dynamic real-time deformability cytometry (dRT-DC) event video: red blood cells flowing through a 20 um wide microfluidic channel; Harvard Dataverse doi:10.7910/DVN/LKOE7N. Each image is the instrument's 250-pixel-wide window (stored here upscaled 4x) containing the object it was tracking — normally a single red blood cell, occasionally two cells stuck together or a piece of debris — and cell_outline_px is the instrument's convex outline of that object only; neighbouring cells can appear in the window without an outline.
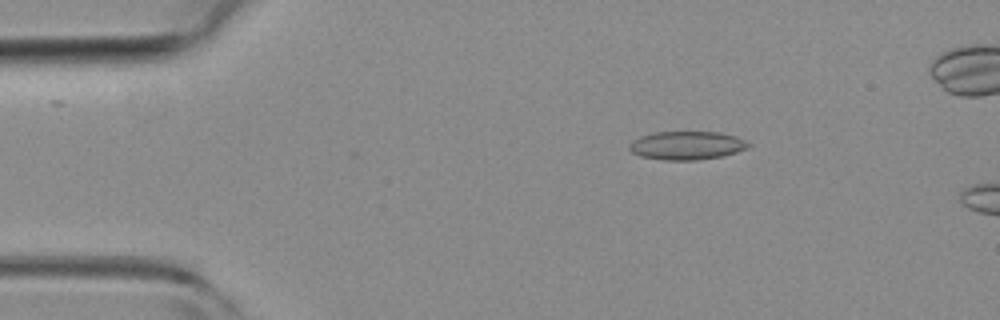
{"species": "common noctule bat (a hibernating species)", "species_latin": "Nyctalus noctula", "temperature_condition": "room temperature", "stored_images_in_passage": 7, "camera_frame_rate_fps": 3000, "um_per_image_px": 0.085, "animal": {"sex": "female", "body_mass_g": 19.3, "forearm_length_mm": 54.1}, "frame": {"image": 1, "passage_image": 3, "time_ms": 0.667, "image_size_px": [1000, 320], "cell_outline_px": [[752, 144], [748, 148], [736, 152], [720, 156], [696, 160], [664, 160], [640, 156], [632, 152], [628, 148], [628, 144], [640, 136], [656, 132], [720, 132], [736, 136]], "centroid_in_image_um": [58.37, 12.36], "position_along_channel_um": 26.6, "area_um2": 19.71}}